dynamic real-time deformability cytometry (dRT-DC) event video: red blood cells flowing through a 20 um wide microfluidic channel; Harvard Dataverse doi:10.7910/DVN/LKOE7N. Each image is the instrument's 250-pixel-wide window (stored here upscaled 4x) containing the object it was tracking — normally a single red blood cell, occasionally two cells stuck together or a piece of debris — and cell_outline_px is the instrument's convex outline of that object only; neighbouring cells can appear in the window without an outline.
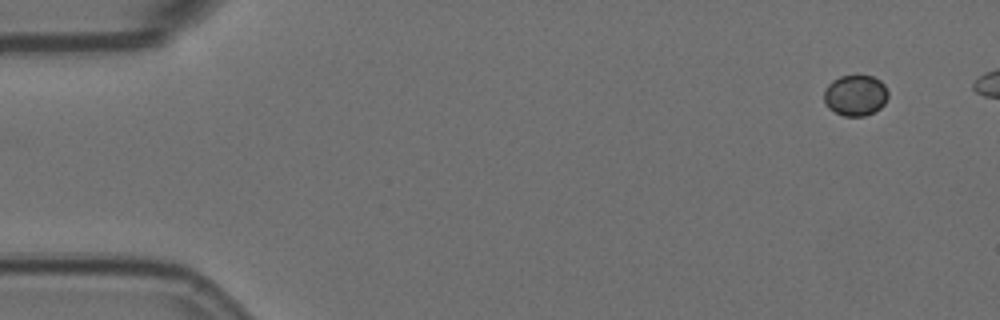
{"species": "Egyptian fruit bat (a non-hibernating species)", "species_latin": "Rousettus aegyptiacus", "temperature_condition": "room temperature", "stored_images_in_passage": 6, "segment_of_instrument_passage": [1, 2], "camera_frame_rate_fps": 3000, "um_per_image_px": 0.085, "animal": {"sex": "female"}, "frame": {"image": 1, "passage_image": 1, "time_ms": 0.0, "image_size_px": [1000, 320], "cell_outline_px": [[888, 96], [884, 104], [880, 108], [864, 116], [844, 116], [828, 108], [824, 104], [824, 92], [828, 84], [832, 80], [840, 76], [872, 76], [880, 80], [884, 84], [888, 92]], "centroid_in_image_um": [72.7, 8.1], "position_along_channel_um": 12.3, "area_um2": 15.26}}
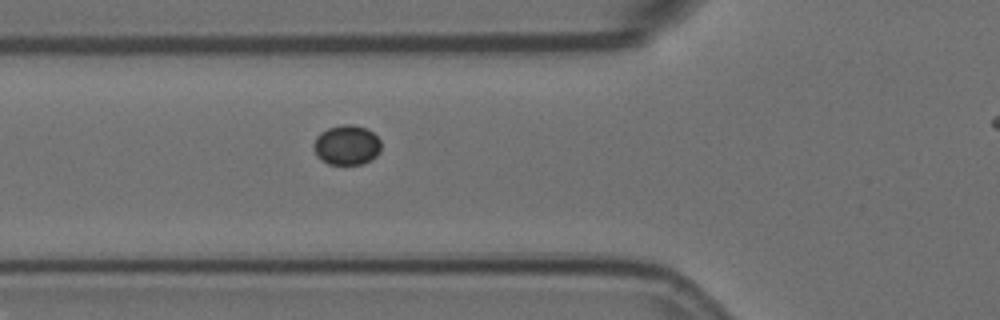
{"frame": {"image": 2, "passage_image": 5, "time_ms": 1.333, "image_size_px": [1000, 320], "cell_outline_px": [[380, 152], [372, 160], [364, 164], [328, 164], [316, 156], [312, 148], [312, 144], [316, 136], [320, 132], [328, 128], [340, 124], [352, 124], [364, 128], [372, 132], [380, 140]], "centroid_in_image_um": [29.44, 12.33], "position_along_channel_um": 96.4, "area_um2": 15.9}}